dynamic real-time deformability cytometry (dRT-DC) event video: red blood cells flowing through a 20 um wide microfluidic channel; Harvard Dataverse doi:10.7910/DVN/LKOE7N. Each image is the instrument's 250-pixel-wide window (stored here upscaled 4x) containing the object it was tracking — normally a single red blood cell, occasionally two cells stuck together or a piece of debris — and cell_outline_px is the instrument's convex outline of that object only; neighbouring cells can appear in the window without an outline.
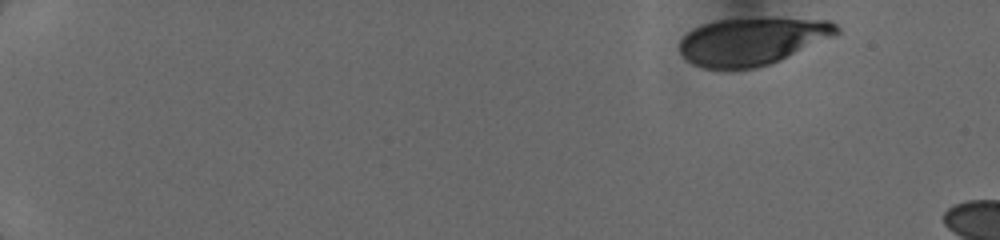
{"species": "human", "species_latin": "Homo sapiens", "temperature_condition": "cold", "stored_images_in_passage": 6, "camera_frame_rate_fps": 3000, "um_per_image_px": 0.085, "donor": {"sex": "female"}, "frame": {"image": 1, "passage_image": 1, "time_ms": 0.0, "image_size_px": [1000, 240], "cell_outline_px": [[840, 32], [836, 36], [780, 60], [756, 68], [704, 68], [692, 64], [680, 52], [680, 40], [692, 28], [716, 20], [828, 20], [836, 24], [840, 28]], "centroid_in_image_um": [63.94, 3.53], "position_along_channel_um": 21.1, "area_um2": 42.48}}